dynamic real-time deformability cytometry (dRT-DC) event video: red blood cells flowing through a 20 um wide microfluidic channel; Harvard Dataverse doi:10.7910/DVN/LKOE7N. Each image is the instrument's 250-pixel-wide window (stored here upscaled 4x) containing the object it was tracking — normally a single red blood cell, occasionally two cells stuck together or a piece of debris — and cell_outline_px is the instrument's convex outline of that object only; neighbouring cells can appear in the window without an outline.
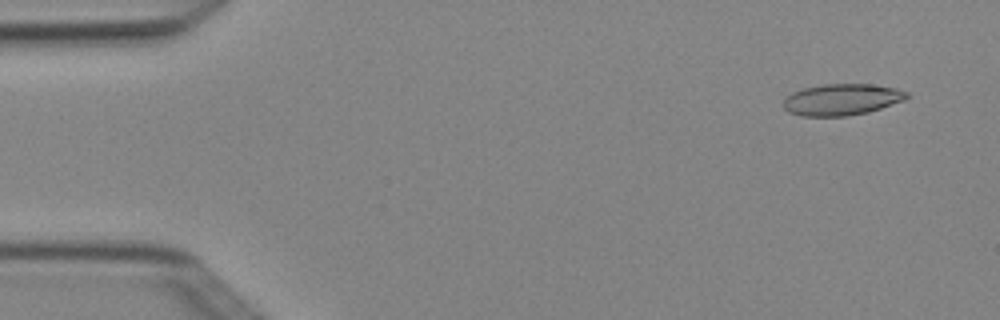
{"species": "Egyptian fruit bat (a non-hibernating species)", "species_latin": "Rousettus aegyptiacus", "temperature_condition": "cold", "stored_images_in_passage": 4, "camera_frame_rate_fps": 3000, "um_per_image_px": 0.085, "animal": {"sex": "female"}, "frame": {"image": 1, "passage_image": 1, "time_ms": 0.0, "image_size_px": [1000, 320], "cell_outline_px": [[908, 96], [904, 100], [868, 112], [848, 116], [804, 116], [788, 112], [784, 108], [784, 100], [792, 92], [804, 88], [820, 84], [872, 84], [896, 88], [908, 92]], "centroid_in_image_um": [71.55, 8.46], "position_along_channel_um": 13.5, "area_um2": 22.54}}
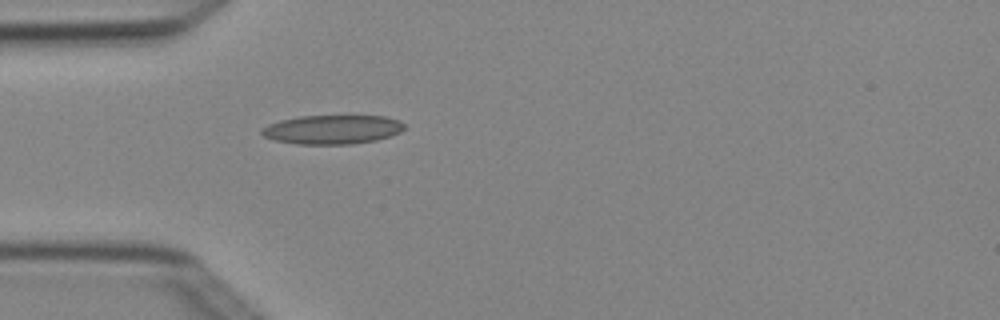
{"frame": {"image": 2, "passage_image": 4, "time_ms": 1.0, "image_size_px": [1000, 320], "cell_outline_px": [[404, 128], [400, 132], [376, 140], [352, 144], [296, 144], [272, 140], [264, 136], [260, 132], [260, 128], [268, 124], [280, 120], [300, 116], [384, 116], [400, 120], [404, 124]], "centroid_in_image_um": [28.21, 11.01], "position_along_channel_um": 56.8, "area_um2": 24.22}}